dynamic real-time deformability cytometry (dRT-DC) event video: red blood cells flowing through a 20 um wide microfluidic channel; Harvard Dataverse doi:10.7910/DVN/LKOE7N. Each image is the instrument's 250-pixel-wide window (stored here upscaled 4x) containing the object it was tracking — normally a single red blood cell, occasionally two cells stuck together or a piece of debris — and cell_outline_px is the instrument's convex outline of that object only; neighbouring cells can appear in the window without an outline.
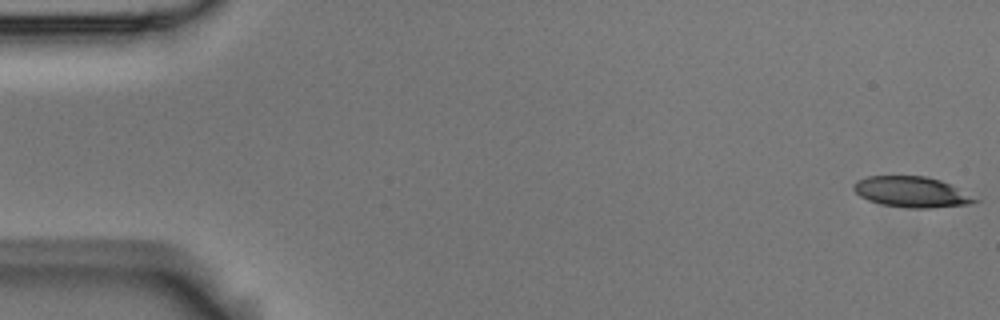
{"species": "Egyptian fruit bat (a non-hibernating species)", "species_latin": "Rousettus aegyptiacus", "temperature_condition": "room temperature", "stored_images_in_passage": 4, "camera_frame_rate_fps": 3000, "um_per_image_px": 0.085, "animal": {"sex": "male"}, "frame": {"image": 1, "passage_image": 1, "time_ms": 0.0, "image_size_px": [1000, 320], "cell_outline_px": [[980, 200], [968, 204], [932, 208], [908, 208], [880, 204], [868, 200], [860, 196], [852, 188], [852, 184], [856, 180], [868, 176], [924, 176], [940, 180]], "centroid_in_image_um": [77.41, 16.32], "position_along_channel_um": 7.6, "area_um2": 21.5}}